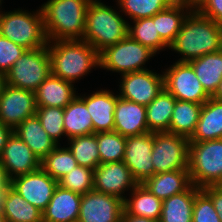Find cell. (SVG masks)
<instances>
[{"instance_id":"7","label":"cell","mask_w":222,"mask_h":222,"mask_svg":"<svg viewBox=\"0 0 222 222\" xmlns=\"http://www.w3.org/2000/svg\"><path fill=\"white\" fill-rule=\"evenodd\" d=\"M155 53L127 35L123 40L99 52V67L121 75L147 70L145 66ZM144 65V66H143Z\"/></svg>"},{"instance_id":"1","label":"cell","mask_w":222,"mask_h":222,"mask_svg":"<svg viewBox=\"0 0 222 222\" xmlns=\"http://www.w3.org/2000/svg\"><path fill=\"white\" fill-rule=\"evenodd\" d=\"M169 49L183 55L179 62L218 52L222 49V26L198 11H190Z\"/></svg>"},{"instance_id":"45","label":"cell","mask_w":222,"mask_h":222,"mask_svg":"<svg viewBox=\"0 0 222 222\" xmlns=\"http://www.w3.org/2000/svg\"><path fill=\"white\" fill-rule=\"evenodd\" d=\"M12 133L13 129L11 127L0 122V155L2 154L4 146L6 145V142Z\"/></svg>"},{"instance_id":"22","label":"cell","mask_w":222,"mask_h":222,"mask_svg":"<svg viewBox=\"0 0 222 222\" xmlns=\"http://www.w3.org/2000/svg\"><path fill=\"white\" fill-rule=\"evenodd\" d=\"M222 139V101L210 97L201 107L196 129L189 142Z\"/></svg>"},{"instance_id":"27","label":"cell","mask_w":222,"mask_h":222,"mask_svg":"<svg viewBox=\"0 0 222 222\" xmlns=\"http://www.w3.org/2000/svg\"><path fill=\"white\" fill-rule=\"evenodd\" d=\"M189 63L206 93L212 97L222 81V49L190 60Z\"/></svg>"},{"instance_id":"47","label":"cell","mask_w":222,"mask_h":222,"mask_svg":"<svg viewBox=\"0 0 222 222\" xmlns=\"http://www.w3.org/2000/svg\"><path fill=\"white\" fill-rule=\"evenodd\" d=\"M121 222H159V221L148 219V218H145V217H140V216L126 215L123 212Z\"/></svg>"},{"instance_id":"39","label":"cell","mask_w":222,"mask_h":222,"mask_svg":"<svg viewBox=\"0 0 222 222\" xmlns=\"http://www.w3.org/2000/svg\"><path fill=\"white\" fill-rule=\"evenodd\" d=\"M36 115L47 134L60 145L61 136H66L64 129V108L37 107Z\"/></svg>"},{"instance_id":"37","label":"cell","mask_w":222,"mask_h":222,"mask_svg":"<svg viewBox=\"0 0 222 222\" xmlns=\"http://www.w3.org/2000/svg\"><path fill=\"white\" fill-rule=\"evenodd\" d=\"M100 164L123 161L126 137L116 131L97 133Z\"/></svg>"},{"instance_id":"49","label":"cell","mask_w":222,"mask_h":222,"mask_svg":"<svg viewBox=\"0 0 222 222\" xmlns=\"http://www.w3.org/2000/svg\"><path fill=\"white\" fill-rule=\"evenodd\" d=\"M212 98L218 101H222V81L219 83L218 88Z\"/></svg>"},{"instance_id":"46","label":"cell","mask_w":222,"mask_h":222,"mask_svg":"<svg viewBox=\"0 0 222 222\" xmlns=\"http://www.w3.org/2000/svg\"><path fill=\"white\" fill-rule=\"evenodd\" d=\"M190 11H198L208 0H177Z\"/></svg>"},{"instance_id":"13","label":"cell","mask_w":222,"mask_h":222,"mask_svg":"<svg viewBox=\"0 0 222 222\" xmlns=\"http://www.w3.org/2000/svg\"><path fill=\"white\" fill-rule=\"evenodd\" d=\"M123 212L119 197L91 190L82 195L77 222H121Z\"/></svg>"},{"instance_id":"33","label":"cell","mask_w":222,"mask_h":222,"mask_svg":"<svg viewBox=\"0 0 222 222\" xmlns=\"http://www.w3.org/2000/svg\"><path fill=\"white\" fill-rule=\"evenodd\" d=\"M128 24V35L135 41L148 47L155 54L169 46L161 39L156 28V14L150 18H142ZM133 26V27H132Z\"/></svg>"},{"instance_id":"11","label":"cell","mask_w":222,"mask_h":222,"mask_svg":"<svg viewBox=\"0 0 222 222\" xmlns=\"http://www.w3.org/2000/svg\"><path fill=\"white\" fill-rule=\"evenodd\" d=\"M119 82L120 98L147 106L164 89V75L151 70L127 73Z\"/></svg>"},{"instance_id":"20","label":"cell","mask_w":222,"mask_h":222,"mask_svg":"<svg viewBox=\"0 0 222 222\" xmlns=\"http://www.w3.org/2000/svg\"><path fill=\"white\" fill-rule=\"evenodd\" d=\"M82 195L59 185L46 209L42 212L43 222H77Z\"/></svg>"},{"instance_id":"23","label":"cell","mask_w":222,"mask_h":222,"mask_svg":"<svg viewBox=\"0 0 222 222\" xmlns=\"http://www.w3.org/2000/svg\"><path fill=\"white\" fill-rule=\"evenodd\" d=\"M13 132L41 161L58 145L44 130L37 115L25 119Z\"/></svg>"},{"instance_id":"48","label":"cell","mask_w":222,"mask_h":222,"mask_svg":"<svg viewBox=\"0 0 222 222\" xmlns=\"http://www.w3.org/2000/svg\"><path fill=\"white\" fill-rule=\"evenodd\" d=\"M7 85L6 74L0 71V96L3 93L5 86Z\"/></svg>"},{"instance_id":"50","label":"cell","mask_w":222,"mask_h":222,"mask_svg":"<svg viewBox=\"0 0 222 222\" xmlns=\"http://www.w3.org/2000/svg\"><path fill=\"white\" fill-rule=\"evenodd\" d=\"M0 222H7L2 211H0Z\"/></svg>"},{"instance_id":"12","label":"cell","mask_w":222,"mask_h":222,"mask_svg":"<svg viewBox=\"0 0 222 222\" xmlns=\"http://www.w3.org/2000/svg\"><path fill=\"white\" fill-rule=\"evenodd\" d=\"M57 186L58 181L41 167L31 173L12 178L10 184L13 190L42 212L46 209Z\"/></svg>"},{"instance_id":"26","label":"cell","mask_w":222,"mask_h":222,"mask_svg":"<svg viewBox=\"0 0 222 222\" xmlns=\"http://www.w3.org/2000/svg\"><path fill=\"white\" fill-rule=\"evenodd\" d=\"M199 189L192 184L186 191L163 200L159 222H192L195 194Z\"/></svg>"},{"instance_id":"25","label":"cell","mask_w":222,"mask_h":222,"mask_svg":"<svg viewBox=\"0 0 222 222\" xmlns=\"http://www.w3.org/2000/svg\"><path fill=\"white\" fill-rule=\"evenodd\" d=\"M125 199L124 213L159 221L163 201L152 194L143 184H138Z\"/></svg>"},{"instance_id":"16","label":"cell","mask_w":222,"mask_h":222,"mask_svg":"<svg viewBox=\"0 0 222 222\" xmlns=\"http://www.w3.org/2000/svg\"><path fill=\"white\" fill-rule=\"evenodd\" d=\"M153 133L147 132L126 137L123 162L128 166L138 184H142L147 178L154 175L151 156Z\"/></svg>"},{"instance_id":"21","label":"cell","mask_w":222,"mask_h":222,"mask_svg":"<svg viewBox=\"0 0 222 222\" xmlns=\"http://www.w3.org/2000/svg\"><path fill=\"white\" fill-rule=\"evenodd\" d=\"M37 107L65 108L76 96L74 84L51 74L34 91Z\"/></svg>"},{"instance_id":"17","label":"cell","mask_w":222,"mask_h":222,"mask_svg":"<svg viewBox=\"0 0 222 222\" xmlns=\"http://www.w3.org/2000/svg\"><path fill=\"white\" fill-rule=\"evenodd\" d=\"M0 161L10 179L31 173L41 167V160L14 132L4 146Z\"/></svg>"},{"instance_id":"38","label":"cell","mask_w":222,"mask_h":222,"mask_svg":"<svg viewBox=\"0 0 222 222\" xmlns=\"http://www.w3.org/2000/svg\"><path fill=\"white\" fill-rule=\"evenodd\" d=\"M58 185L78 194H86L93 190L94 170L77 165L72 171L58 180Z\"/></svg>"},{"instance_id":"42","label":"cell","mask_w":222,"mask_h":222,"mask_svg":"<svg viewBox=\"0 0 222 222\" xmlns=\"http://www.w3.org/2000/svg\"><path fill=\"white\" fill-rule=\"evenodd\" d=\"M198 12L222 26V0H208Z\"/></svg>"},{"instance_id":"34","label":"cell","mask_w":222,"mask_h":222,"mask_svg":"<svg viewBox=\"0 0 222 222\" xmlns=\"http://www.w3.org/2000/svg\"><path fill=\"white\" fill-rule=\"evenodd\" d=\"M68 140V148L72 152L77 164L95 169L100 164V154L97 144V133L82 135Z\"/></svg>"},{"instance_id":"4","label":"cell","mask_w":222,"mask_h":222,"mask_svg":"<svg viewBox=\"0 0 222 222\" xmlns=\"http://www.w3.org/2000/svg\"><path fill=\"white\" fill-rule=\"evenodd\" d=\"M128 24L111 6L101 0H91L86 10L83 40L99 53L123 40L128 35Z\"/></svg>"},{"instance_id":"24","label":"cell","mask_w":222,"mask_h":222,"mask_svg":"<svg viewBox=\"0 0 222 222\" xmlns=\"http://www.w3.org/2000/svg\"><path fill=\"white\" fill-rule=\"evenodd\" d=\"M152 194L162 201L186 191L191 185L188 169L154 174L142 183Z\"/></svg>"},{"instance_id":"51","label":"cell","mask_w":222,"mask_h":222,"mask_svg":"<svg viewBox=\"0 0 222 222\" xmlns=\"http://www.w3.org/2000/svg\"><path fill=\"white\" fill-rule=\"evenodd\" d=\"M2 1H3V0H0V7H1ZM2 12H3V11H1V8H0V14H1Z\"/></svg>"},{"instance_id":"10","label":"cell","mask_w":222,"mask_h":222,"mask_svg":"<svg viewBox=\"0 0 222 222\" xmlns=\"http://www.w3.org/2000/svg\"><path fill=\"white\" fill-rule=\"evenodd\" d=\"M163 75L164 88L176 100L203 104L210 98L189 62L176 61L165 69Z\"/></svg>"},{"instance_id":"31","label":"cell","mask_w":222,"mask_h":222,"mask_svg":"<svg viewBox=\"0 0 222 222\" xmlns=\"http://www.w3.org/2000/svg\"><path fill=\"white\" fill-rule=\"evenodd\" d=\"M190 10L177 0L167 9L156 13V28L161 39L170 46L180 31Z\"/></svg>"},{"instance_id":"14","label":"cell","mask_w":222,"mask_h":222,"mask_svg":"<svg viewBox=\"0 0 222 222\" xmlns=\"http://www.w3.org/2000/svg\"><path fill=\"white\" fill-rule=\"evenodd\" d=\"M36 110L33 91L5 86L0 96V122L14 130L25 119L36 115Z\"/></svg>"},{"instance_id":"19","label":"cell","mask_w":222,"mask_h":222,"mask_svg":"<svg viewBox=\"0 0 222 222\" xmlns=\"http://www.w3.org/2000/svg\"><path fill=\"white\" fill-rule=\"evenodd\" d=\"M86 104L93 123V133L114 131V111L117 95L107 89L92 95L79 96Z\"/></svg>"},{"instance_id":"35","label":"cell","mask_w":222,"mask_h":222,"mask_svg":"<svg viewBox=\"0 0 222 222\" xmlns=\"http://www.w3.org/2000/svg\"><path fill=\"white\" fill-rule=\"evenodd\" d=\"M60 147L57 145L41 161V168L57 181L78 165L69 148Z\"/></svg>"},{"instance_id":"40","label":"cell","mask_w":222,"mask_h":222,"mask_svg":"<svg viewBox=\"0 0 222 222\" xmlns=\"http://www.w3.org/2000/svg\"><path fill=\"white\" fill-rule=\"evenodd\" d=\"M192 222H221L211 198L202 189L195 194Z\"/></svg>"},{"instance_id":"3","label":"cell","mask_w":222,"mask_h":222,"mask_svg":"<svg viewBox=\"0 0 222 222\" xmlns=\"http://www.w3.org/2000/svg\"><path fill=\"white\" fill-rule=\"evenodd\" d=\"M91 0H48L41 7L48 41L83 40Z\"/></svg>"},{"instance_id":"6","label":"cell","mask_w":222,"mask_h":222,"mask_svg":"<svg viewBox=\"0 0 222 222\" xmlns=\"http://www.w3.org/2000/svg\"><path fill=\"white\" fill-rule=\"evenodd\" d=\"M188 172L193 185L202 189L222 181V139L189 143Z\"/></svg>"},{"instance_id":"44","label":"cell","mask_w":222,"mask_h":222,"mask_svg":"<svg viewBox=\"0 0 222 222\" xmlns=\"http://www.w3.org/2000/svg\"><path fill=\"white\" fill-rule=\"evenodd\" d=\"M11 179L0 161V211L3 210L4 200L7 194V189L10 187Z\"/></svg>"},{"instance_id":"2","label":"cell","mask_w":222,"mask_h":222,"mask_svg":"<svg viewBox=\"0 0 222 222\" xmlns=\"http://www.w3.org/2000/svg\"><path fill=\"white\" fill-rule=\"evenodd\" d=\"M52 74L71 83L99 67V53L84 40L48 41Z\"/></svg>"},{"instance_id":"30","label":"cell","mask_w":222,"mask_h":222,"mask_svg":"<svg viewBox=\"0 0 222 222\" xmlns=\"http://www.w3.org/2000/svg\"><path fill=\"white\" fill-rule=\"evenodd\" d=\"M202 105L176 100L168 132L190 138L196 129Z\"/></svg>"},{"instance_id":"41","label":"cell","mask_w":222,"mask_h":222,"mask_svg":"<svg viewBox=\"0 0 222 222\" xmlns=\"http://www.w3.org/2000/svg\"><path fill=\"white\" fill-rule=\"evenodd\" d=\"M26 50L0 35V71L6 74Z\"/></svg>"},{"instance_id":"8","label":"cell","mask_w":222,"mask_h":222,"mask_svg":"<svg viewBox=\"0 0 222 222\" xmlns=\"http://www.w3.org/2000/svg\"><path fill=\"white\" fill-rule=\"evenodd\" d=\"M52 74L48 47L26 50L6 73L7 85L35 91Z\"/></svg>"},{"instance_id":"28","label":"cell","mask_w":222,"mask_h":222,"mask_svg":"<svg viewBox=\"0 0 222 222\" xmlns=\"http://www.w3.org/2000/svg\"><path fill=\"white\" fill-rule=\"evenodd\" d=\"M176 98L165 88L146 106L149 132H168Z\"/></svg>"},{"instance_id":"43","label":"cell","mask_w":222,"mask_h":222,"mask_svg":"<svg viewBox=\"0 0 222 222\" xmlns=\"http://www.w3.org/2000/svg\"><path fill=\"white\" fill-rule=\"evenodd\" d=\"M202 190L211 198L219 219L222 222V188L219 186H206Z\"/></svg>"},{"instance_id":"5","label":"cell","mask_w":222,"mask_h":222,"mask_svg":"<svg viewBox=\"0 0 222 222\" xmlns=\"http://www.w3.org/2000/svg\"><path fill=\"white\" fill-rule=\"evenodd\" d=\"M0 35L27 50L48 44L41 8L32 13L17 9L0 14Z\"/></svg>"},{"instance_id":"9","label":"cell","mask_w":222,"mask_h":222,"mask_svg":"<svg viewBox=\"0 0 222 222\" xmlns=\"http://www.w3.org/2000/svg\"><path fill=\"white\" fill-rule=\"evenodd\" d=\"M189 138L169 132L153 133L154 174L188 169Z\"/></svg>"},{"instance_id":"36","label":"cell","mask_w":222,"mask_h":222,"mask_svg":"<svg viewBox=\"0 0 222 222\" xmlns=\"http://www.w3.org/2000/svg\"><path fill=\"white\" fill-rule=\"evenodd\" d=\"M176 0H117L119 11L126 13L130 20L150 18L167 9Z\"/></svg>"},{"instance_id":"15","label":"cell","mask_w":222,"mask_h":222,"mask_svg":"<svg viewBox=\"0 0 222 222\" xmlns=\"http://www.w3.org/2000/svg\"><path fill=\"white\" fill-rule=\"evenodd\" d=\"M138 185L130 169L123 162L99 164L94 169L93 190L125 200V191H132Z\"/></svg>"},{"instance_id":"18","label":"cell","mask_w":222,"mask_h":222,"mask_svg":"<svg viewBox=\"0 0 222 222\" xmlns=\"http://www.w3.org/2000/svg\"><path fill=\"white\" fill-rule=\"evenodd\" d=\"M114 131L125 137L149 132L146 106L120 98L117 95L114 111Z\"/></svg>"},{"instance_id":"32","label":"cell","mask_w":222,"mask_h":222,"mask_svg":"<svg viewBox=\"0 0 222 222\" xmlns=\"http://www.w3.org/2000/svg\"><path fill=\"white\" fill-rule=\"evenodd\" d=\"M2 213L7 222H43L42 211L27 202L11 187L7 189Z\"/></svg>"},{"instance_id":"29","label":"cell","mask_w":222,"mask_h":222,"mask_svg":"<svg viewBox=\"0 0 222 222\" xmlns=\"http://www.w3.org/2000/svg\"><path fill=\"white\" fill-rule=\"evenodd\" d=\"M64 129L68 139L93 134V123L85 102L77 95L64 108Z\"/></svg>"}]
</instances>
